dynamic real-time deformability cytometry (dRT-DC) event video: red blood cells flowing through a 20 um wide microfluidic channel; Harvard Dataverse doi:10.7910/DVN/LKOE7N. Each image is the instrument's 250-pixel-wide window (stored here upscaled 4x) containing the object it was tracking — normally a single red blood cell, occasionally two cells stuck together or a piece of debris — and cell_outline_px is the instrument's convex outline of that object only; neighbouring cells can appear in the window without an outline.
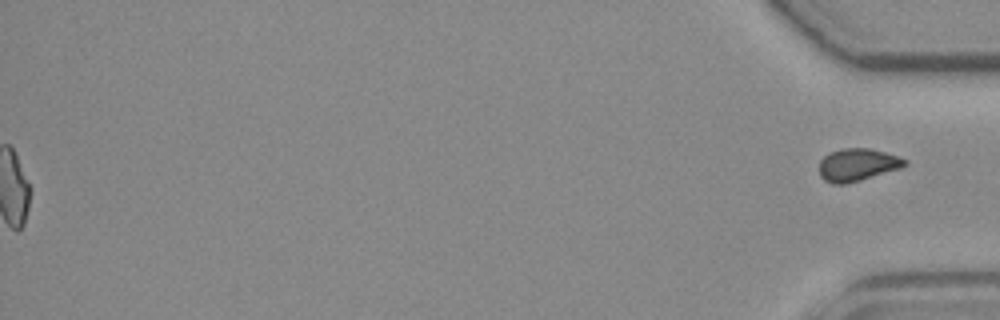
{"species": "common noctule bat (a hibernating species)", "species_latin": "Nyctalus noctula", "temperature_condition": "room temperature", "stored_images_in_passage": 47, "segment_of_instrument_passage": [2, 2], "camera_frame_rate_fps": 3000, "um_per_image_px": 0.085, "animal": {"sex": "female", "body_mass_g": 19.3, "forearm_length_mm": 54.1}, "frame": {"image": 1, "passage_image": 47, "time_ms": 15.333, "image_size_px": [1000, 320], "cell_outline_px": [[908, 164], [900, 168], [860, 180], [844, 184], [832, 184], [824, 180], [820, 176], [820, 160], [828, 152], [844, 148], [868, 148], [884, 152], [908, 160]], "centroid_in_image_um": [72.86, 14.0], "position_along_channel_um": 362.3, "area_um2": 16.13}}